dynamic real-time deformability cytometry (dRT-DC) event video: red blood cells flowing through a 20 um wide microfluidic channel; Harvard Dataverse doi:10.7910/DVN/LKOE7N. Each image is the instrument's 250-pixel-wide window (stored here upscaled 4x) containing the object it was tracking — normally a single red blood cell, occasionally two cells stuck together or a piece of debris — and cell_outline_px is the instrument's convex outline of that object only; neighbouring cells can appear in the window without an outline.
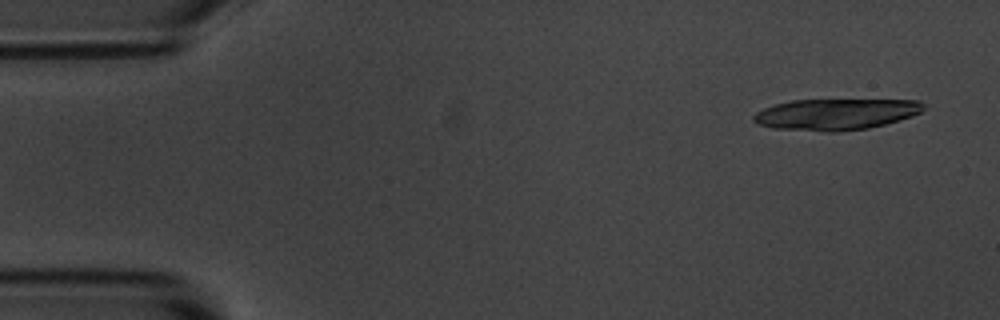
{"species": "common noctule bat (a hibernating species)", "species_latin": "Nyctalus noctula", "temperature_condition": "room temperature", "stored_images_in_passage": 20, "camera_frame_rate_fps": 3000, "um_per_image_px": 0.085, "animal": {"sex": "male", "body_mass_g": 20.1, "forearm_length_mm": 53.5}, "frame": {"image": 1, "passage_image": 3, "time_ms": 0.667, "image_size_px": [1000, 320], "cell_outline_px": [[924, 108], [920, 112], [912, 116], [900, 120], [868, 128], [836, 132], [828, 132], [772, 128], [756, 124], [752, 120], [752, 116], [756, 112], [764, 108], [776, 104], [792, 100], [920, 100], [924, 104]], "centroid_in_image_um": [71.01, 9.72], "position_along_channel_um": 14.0, "area_um2": 30.98}}